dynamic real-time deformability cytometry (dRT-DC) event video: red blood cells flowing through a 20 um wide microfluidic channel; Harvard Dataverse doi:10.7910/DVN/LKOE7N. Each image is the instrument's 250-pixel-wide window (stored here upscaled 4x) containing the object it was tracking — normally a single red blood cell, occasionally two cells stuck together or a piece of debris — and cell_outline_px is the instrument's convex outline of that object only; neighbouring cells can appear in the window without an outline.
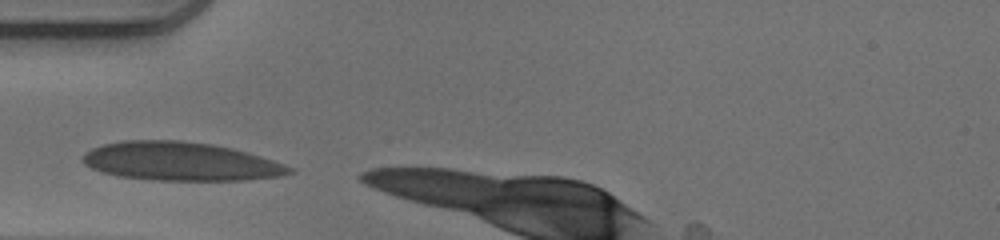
{"species": "human", "species_latin": "Homo sapiens", "temperature_condition": "warm", "stored_images_in_passage": 7, "camera_frame_rate_fps": 3000, "um_per_image_px": 0.085, "donor": {"sex": "male"}, "frame": {"image": 1, "passage_image": 1, "time_ms": 0.0, "image_size_px": [1000, 240], "cell_outline_px": [[296, 172], [280, 176], [244, 180], [160, 180], [120, 176], [100, 172], [84, 164], [80, 160], [84, 152], [92, 148], [104, 144], [124, 140], [180, 140], [212, 144], [232, 148], [248, 152], [284, 164], [292, 168]], "centroid_in_image_um": [15.32, 13.71], "position_along_channel_um": 69.7, "area_um2": 46.47}}
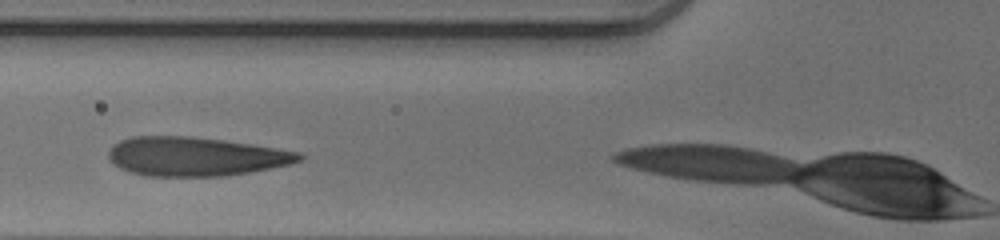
{"frame": {"image": 2, "passage_image": 4, "time_ms": 1.0, "image_size_px": [1000, 240], "cell_outline_px": [[304, 160], [292, 164], [248, 172], [224, 176], [144, 176], [128, 172], [112, 164], [108, 160], [108, 148], [112, 144], [120, 140], [132, 136], [192, 136], [224, 140], [252, 144], [300, 152], [304, 156]], "centroid_in_image_um": [16.57, 13.3], "position_along_channel_um": 109.2, "area_um2": 43.81}}